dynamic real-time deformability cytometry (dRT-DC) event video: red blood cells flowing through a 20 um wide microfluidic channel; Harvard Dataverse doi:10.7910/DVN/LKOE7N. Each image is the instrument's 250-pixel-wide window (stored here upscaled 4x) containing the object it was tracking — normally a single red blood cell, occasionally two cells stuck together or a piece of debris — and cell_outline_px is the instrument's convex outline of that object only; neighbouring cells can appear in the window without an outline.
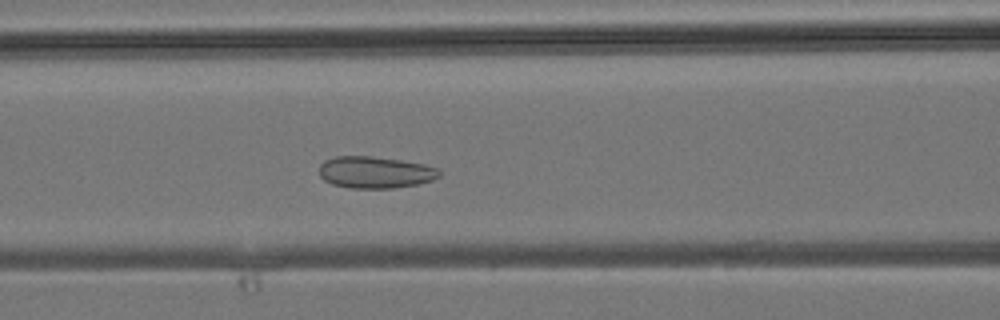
{"species": "common noctule bat (a hibernating species)", "species_latin": "Nyctalus noctula", "temperature_condition": "room temperature", "stored_images_in_passage": 39, "camera_frame_rate_fps": 3000, "um_per_image_px": 0.085, "animal": {"sex": "male", "body_mass_g": 19.2, "forearm_length_mm": 51.8}, "frame": {"image": 1, "passage_image": 15, "time_ms": 4.667, "image_size_px": [1000, 320], "cell_outline_px": [[440, 176], [432, 180], [416, 184], [392, 188], [348, 188], [332, 184], [324, 180], [320, 176], [320, 164], [324, 160], [336, 156], [372, 156], [400, 160], [424, 164], [436, 168], [440, 172]], "centroid_in_image_um": [31.86, 14.64], "position_along_channel_um": 134.7, "area_um2": 22.2}}
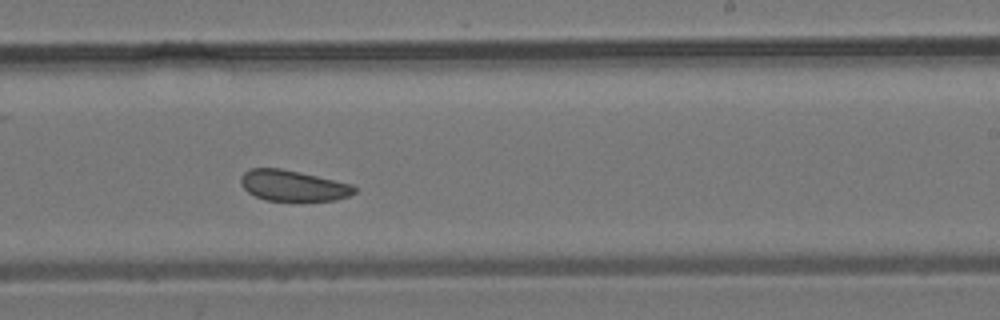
{"frame": {"image": 2, "passage_image": 23, "time_ms": 7.333, "image_size_px": [1000, 320], "cell_outline_px": [[356, 192], [348, 196], [336, 200], [268, 200], [256, 196], [248, 192], [240, 184], [240, 176], [244, 172], [252, 168], [280, 168], [300, 172], [352, 184], [356, 188]], "centroid_in_image_um": [24.9, 15.77], "position_along_channel_um": 264.1, "area_um2": 20.23}}
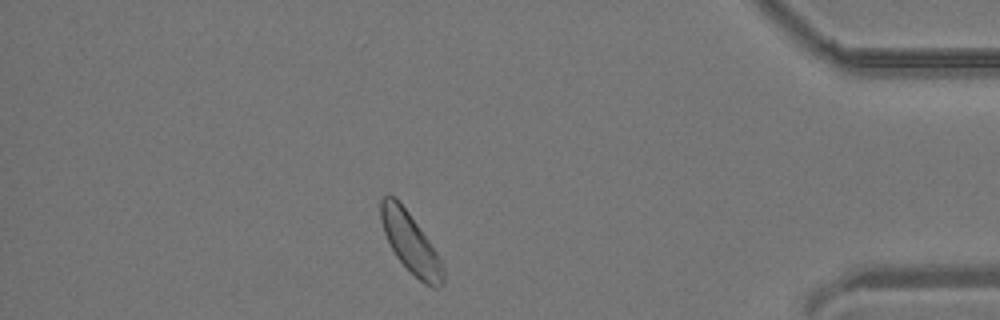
{"frame": {"image": 3, "passage_image": 34, "time_ms": 11.0, "image_size_px": [1000, 320], "cell_outline_px": [[444, 280], [440, 288], [432, 288], [424, 284], [396, 256], [384, 232], [380, 220], [380, 200], [388, 192], [396, 196], [408, 212], [428, 240], [436, 252], [444, 268]], "centroid_in_image_um": [34.88, 20.61], "position_along_channel_um": 400.3, "area_um2": 21.56}}